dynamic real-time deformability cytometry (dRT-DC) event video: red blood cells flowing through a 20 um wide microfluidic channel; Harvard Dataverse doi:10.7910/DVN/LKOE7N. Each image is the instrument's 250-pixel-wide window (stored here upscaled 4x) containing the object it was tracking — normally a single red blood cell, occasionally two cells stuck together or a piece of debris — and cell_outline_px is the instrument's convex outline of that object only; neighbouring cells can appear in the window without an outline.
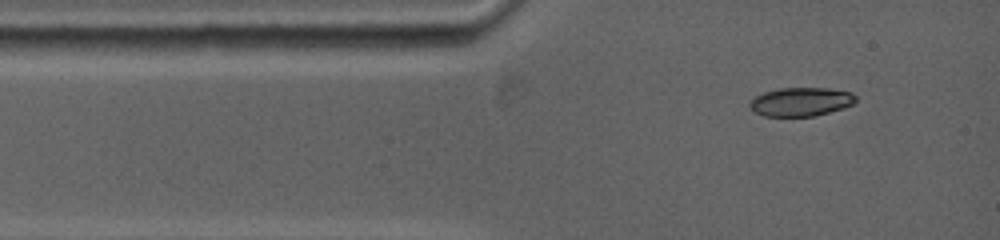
{"species": "common noctule bat (a hibernating species)", "species_latin": "Nyctalus noctula", "temperature_condition": "warm", "stored_images_in_passage": 35, "camera_frame_rate_fps": 5000, "um_per_image_px": 0.085, "animal": {"sex": "female", "body_mass_g": 19.0, "forearm_length_mm": 53.3}, "frame": {"image": 1, "passage_image": 1, "time_ms": 0.0, "image_size_px": [1000, 240], "cell_outline_px": [[856, 100], [852, 104], [844, 108], [816, 116], [764, 116], [752, 112], [748, 104], [756, 96], [764, 92], [780, 88], [828, 88], [852, 92], [856, 96]], "centroid_in_image_um": [68.07, 8.65], "position_along_channel_um": 16.9, "area_um2": 17.86}}
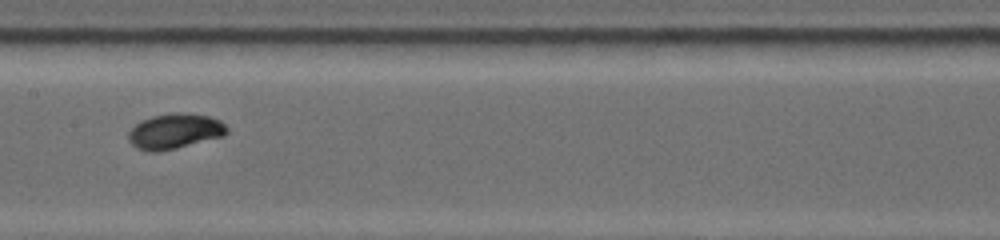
{"frame": {"image": 2, "passage_image": 14, "time_ms": 5.2, "image_size_px": [1000, 240], "cell_outline_px": [[228, 132], [224, 136], [176, 148], [156, 152], [148, 152], [136, 148], [128, 140], [128, 132], [140, 120], [152, 116], [176, 112], [188, 112], [208, 116], [220, 120], [228, 128]], "centroid_in_image_um": [14.85, 11.15], "position_along_channel_um": 192.6, "area_um2": 20.4}}
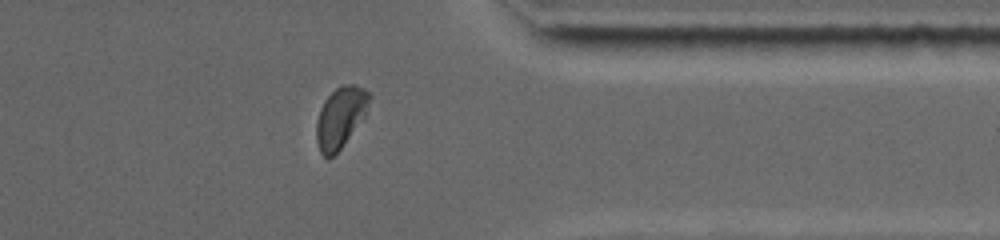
{"frame": {"image": 3, "passage_image": 27, "time_ms": 10.4, "image_size_px": [1000, 240], "cell_outline_px": [[372, 96], [364, 116], [340, 148], [328, 160], [320, 152], [316, 140], [316, 120], [320, 108], [324, 100], [336, 88], [344, 84], [352, 84], [364, 88]], "centroid_in_image_um": [28.92, 9.95], "position_along_channel_um": 382.5, "area_um2": 18.55}, "authors_computed_cell_mechanics": {"area_um2": 18.9006, "velocity_mm_per_s": 3.8267, "shape_relaxation_time_tau1_ms": 5.8712, "shape_relaxation_time_tau2_ms": null, "deformation_change_tau1": 0.2222, "deformation_change_tau2": null}}